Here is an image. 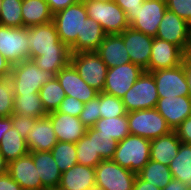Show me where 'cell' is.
I'll use <instances>...</instances> for the list:
<instances>
[{"instance_id":"1","label":"cell","mask_w":191,"mask_h":190,"mask_svg":"<svg viewBox=\"0 0 191 190\" xmlns=\"http://www.w3.org/2000/svg\"><path fill=\"white\" fill-rule=\"evenodd\" d=\"M29 59L37 67L56 75L71 63V50L63 43L53 21L27 28Z\"/></svg>"},{"instance_id":"2","label":"cell","mask_w":191,"mask_h":190,"mask_svg":"<svg viewBox=\"0 0 191 190\" xmlns=\"http://www.w3.org/2000/svg\"><path fill=\"white\" fill-rule=\"evenodd\" d=\"M150 147L151 140L130 134L118 142L111 160L137 174L150 160Z\"/></svg>"},{"instance_id":"3","label":"cell","mask_w":191,"mask_h":190,"mask_svg":"<svg viewBox=\"0 0 191 190\" xmlns=\"http://www.w3.org/2000/svg\"><path fill=\"white\" fill-rule=\"evenodd\" d=\"M14 83V94L39 93V90L55 75L41 70L32 59L12 65L9 76Z\"/></svg>"},{"instance_id":"4","label":"cell","mask_w":191,"mask_h":190,"mask_svg":"<svg viewBox=\"0 0 191 190\" xmlns=\"http://www.w3.org/2000/svg\"><path fill=\"white\" fill-rule=\"evenodd\" d=\"M89 18L98 22L104 32L108 34H121L130 24L126 13L115 2H99L83 0Z\"/></svg>"},{"instance_id":"5","label":"cell","mask_w":191,"mask_h":190,"mask_svg":"<svg viewBox=\"0 0 191 190\" xmlns=\"http://www.w3.org/2000/svg\"><path fill=\"white\" fill-rule=\"evenodd\" d=\"M130 134L153 140L173 131L164 117L155 109L127 113Z\"/></svg>"},{"instance_id":"6","label":"cell","mask_w":191,"mask_h":190,"mask_svg":"<svg viewBox=\"0 0 191 190\" xmlns=\"http://www.w3.org/2000/svg\"><path fill=\"white\" fill-rule=\"evenodd\" d=\"M88 17L83 0L53 14L60 40L69 48L82 35L83 21Z\"/></svg>"},{"instance_id":"7","label":"cell","mask_w":191,"mask_h":190,"mask_svg":"<svg viewBox=\"0 0 191 190\" xmlns=\"http://www.w3.org/2000/svg\"><path fill=\"white\" fill-rule=\"evenodd\" d=\"M158 99L154 77L150 72L144 71L121 100L128 113L142 109H153L156 107Z\"/></svg>"},{"instance_id":"8","label":"cell","mask_w":191,"mask_h":190,"mask_svg":"<svg viewBox=\"0 0 191 190\" xmlns=\"http://www.w3.org/2000/svg\"><path fill=\"white\" fill-rule=\"evenodd\" d=\"M136 176L112 160H103L95 167L96 190H133Z\"/></svg>"},{"instance_id":"9","label":"cell","mask_w":191,"mask_h":190,"mask_svg":"<svg viewBox=\"0 0 191 190\" xmlns=\"http://www.w3.org/2000/svg\"><path fill=\"white\" fill-rule=\"evenodd\" d=\"M71 64L89 86L103 91L108 67L95 51L72 53Z\"/></svg>"},{"instance_id":"10","label":"cell","mask_w":191,"mask_h":190,"mask_svg":"<svg viewBox=\"0 0 191 190\" xmlns=\"http://www.w3.org/2000/svg\"><path fill=\"white\" fill-rule=\"evenodd\" d=\"M0 52L12 65L29 59L27 28L0 25Z\"/></svg>"},{"instance_id":"11","label":"cell","mask_w":191,"mask_h":190,"mask_svg":"<svg viewBox=\"0 0 191 190\" xmlns=\"http://www.w3.org/2000/svg\"><path fill=\"white\" fill-rule=\"evenodd\" d=\"M144 71L131 62L108 68L102 92L122 99Z\"/></svg>"},{"instance_id":"12","label":"cell","mask_w":191,"mask_h":190,"mask_svg":"<svg viewBox=\"0 0 191 190\" xmlns=\"http://www.w3.org/2000/svg\"><path fill=\"white\" fill-rule=\"evenodd\" d=\"M156 82L159 97L188 96L185 60L177 67L150 72Z\"/></svg>"},{"instance_id":"13","label":"cell","mask_w":191,"mask_h":190,"mask_svg":"<svg viewBox=\"0 0 191 190\" xmlns=\"http://www.w3.org/2000/svg\"><path fill=\"white\" fill-rule=\"evenodd\" d=\"M167 10L166 0H144L139 6L130 27L146 35L156 37L159 24Z\"/></svg>"},{"instance_id":"14","label":"cell","mask_w":191,"mask_h":190,"mask_svg":"<svg viewBox=\"0 0 191 190\" xmlns=\"http://www.w3.org/2000/svg\"><path fill=\"white\" fill-rule=\"evenodd\" d=\"M124 45L131 59V63L138 65L148 72V66L153 44L152 36L128 27L121 34Z\"/></svg>"},{"instance_id":"15","label":"cell","mask_w":191,"mask_h":190,"mask_svg":"<svg viewBox=\"0 0 191 190\" xmlns=\"http://www.w3.org/2000/svg\"><path fill=\"white\" fill-rule=\"evenodd\" d=\"M55 77L67 96L74 97L82 103H87L99 94V91L89 86L80 77L78 71L71 63L67 67L62 68Z\"/></svg>"},{"instance_id":"16","label":"cell","mask_w":191,"mask_h":190,"mask_svg":"<svg viewBox=\"0 0 191 190\" xmlns=\"http://www.w3.org/2000/svg\"><path fill=\"white\" fill-rule=\"evenodd\" d=\"M183 60V51L177 45L153 38L148 72L177 67Z\"/></svg>"},{"instance_id":"17","label":"cell","mask_w":191,"mask_h":190,"mask_svg":"<svg viewBox=\"0 0 191 190\" xmlns=\"http://www.w3.org/2000/svg\"><path fill=\"white\" fill-rule=\"evenodd\" d=\"M190 26L187 21L167 9L159 24L156 38L177 45L183 51L187 44Z\"/></svg>"},{"instance_id":"18","label":"cell","mask_w":191,"mask_h":190,"mask_svg":"<svg viewBox=\"0 0 191 190\" xmlns=\"http://www.w3.org/2000/svg\"><path fill=\"white\" fill-rule=\"evenodd\" d=\"M8 173L23 190H46L30 153L8 163Z\"/></svg>"},{"instance_id":"19","label":"cell","mask_w":191,"mask_h":190,"mask_svg":"<svg viewBox=\"0 0 191 190\" xmlns=\"http://www.w3.org/2000/svg\"><path fill=\"white\" fill-rule=\"evenodd\" d=\"M155 109L174 130L191 115V98L189 96L159 97Z\"/></svg>"},{"instance_id":"20","label":"cell","mask_w":191,"mask_h":190,"mask_svg":"<svg viewBox=\"0 0 191 190\" xmlns=\"http://www.w3.org/2000/svg\"><path fill=\"white\" fill-rule=\"evenodd\" d=\"M49 117L57 141L62 142H78L86 132L87 127L78 117L53 111L47 114Z\"/></svg>"},{"instance_id":"21","label":"cell","mask_w":191,"mask_h":190,"mask_svg":"<svg viewBox=\"0 0 191 190\" xmlns=\"http://www.w3.org/2000/svg\"><path fill=\"white\" fill-rule=\"evenodd\" d=\"M59 190H96L95 168L76 164L62 172Z\"/></svg>"},{"instance_id":"22","label":"cell","mask_w":191,"mask_h":190,"mask_svg":"<svg viewBox=\"0 0 191 190\" xmlns=\"http://www.w3.org/2000/svg\"><path fill=\"white\" fill-rule=\"evenodd\" d=\"M108 68L131 62L120 34H108L95 51Z\"/></svg>"},{"instance_id":"23","label":"cell","mask_w":191,"mask_h":190,"mask_svg":"<svg viewBox=\"0 0 191 190\" xmlns=\"http://www.w3.org/2000/svg\"><path fill=\"white\" fill-rule=\"evenodd\" d=\"M57 138L48 116L38 118L26 138L28 150L51 151L57 143Z\"/></svg>"},{"instance_id":"24","label":"cell","mask_w":191,"mask_h":190,"mask_svg":"<svg viewBox=\"0 0 191 190\" xmlns=\"http://www.w3.org/2000/svg\"><path fill=\"white\" fill-rule=\"evenodd\" d=\"M45 189H57L62 172L50 151L29 152Z\"/></svg>"},{"instance_id":"25","label":"cell","mask_w":191,"mask_h":190,"mask_svg":"<svg viewBox=\"0 0 191 190\" xmlns=\"http://www.w3.org/2000/svg\"><path fill=\"white\" fill-rule=\"evenodd\" d=\"M106 35L98 22L87 17L83 21L82 35L70 47L71 53L96 51Z\"/></svg>"},{"instance_id":"26","label":"cell","mask_w":191,"mask_h":190,"mask_svg":"<svg viewBox=\"0 0 191 190\" xmlns=\"http://www.w3.org/2000/svg\"><path fill=\"white\" fill-rule=\"evenodd\" d=\"M181 141L175 131L151 140L150 159L169 166L172 159L178 154Z\"/></svg>"},{"instance_id":"27","label":"cell","mask_w":191,"mask_h":190,"mask_svg":"<svg viewBox=\"0 0 191 190\" xmlns=\"http://www.w3.org/2000/svg\"><path fill=\"white\" fill-rule=\"evenodd\" d=\"M21 9L23 27L28 28L53 21V13L46 0H23Z\"/></svg>"},{"instance_id":"28","label":"cell","mask_w":191,"mask_h":190,"mask_svg":"<svg viewBox=\"0 0 191 190\" xmlns=\"http://www.w3.org/2000/svg\"><path fill=\"white\" fill-rule=\"evenodd\" d=\"M0 151L8 163L30 152L26 140L13 126L1 138Z\"/></svg>"},{"instance_id":"29","label":"cell","mask_w":191,"mask_h":190,"mask_svg":"<svg viewBox=\"0 0 191 190\" xmlns=\"http://www.w3.org/2000/svg\"><path fill=\"white\" fill-rule=\"evenodd\" d=\"M77 163L95 168L103 159L94 146V128L88 127L85 135L75 143Z\"/></svg>"},{"instance_id":"30","label":"cell","mask_w":191,"mask_h":190,"mask_svg":"<svg viewBox=\"0 0 191 190\" xmlns=\"http://www.w3.org/2000/svg\"><path fill=\"white\" fill-rule=\"evenodd\" d=\"M172 177L188 185L191 184V144H180L178 154L169 163Z\"/></svg>"},{"instance_id":"31","label":"cell","mask_w":191,"mask_h":190,"mask_svg":"<svg viewBox=\"0 0 191 190\" xmlns=\"http://www.w3.org/2000/svg\"><path fill=\"white\" fill-rule=\"evenodd\" d=\"M92 127L98 130V135L111 136L117 142L130 135L127 114L120 117L100 118Z\"/></svg>"},{"instance_id":"32","label":"cell","mask_w":191,"mask_h":190,"mask_svg":"<svg viewBox=\"0 0 191 190\" xmlns=\"http://www.w3.org/2000/svg\"><path fill=\"white\" fill-rule=\"evenodd\" d=\"M13 113L33 118H42L48 114L43 107L39 93L14 94Z\"/></svg>"},{"instance_id":"33","label":"cell","mask_w":191,"mask_h":190,"mask_svg":"<svg viewBox=\"0 0 191 190\" xmlns=\"http://www.w3.org/2000/svg\"><path fill=\"white\" fill-rule=\"evenodd\" d=\"M137 176L161 189L166 187L173 178L168 166L151 159L137 173Z\"/></svg>"},{"instance_id":"34","label":"cell","mask_w":191,"mask_h":190,"mask_svg":"<svg viewBox=\"0 0 191 190\" xmlns=\"http://www.w3.org/2000/svg\"><path fill=\"white\" fill-rule=\"evenodd\" d=\"M40 99L47 113L56 111L66 94L56 77L39 90Z\"/></svg>"},{"instance_id":"35","label":"cell","mask_w":191,"mask_h":190,"mask_svg":"<svg viewBox=\"0 0 191 190\" xmlns=\"http://www.w3.org/2000/svg\"><path fill=\"white\" fill-rule=\"evenodd\" d=\"M50 152L61 172L77 164L75 143L58 141Z\"/></svg>"},{"instance_id":"36","label":"cell","mask_w":191,"mask_h":190,"mask_svg":"<svg viewBox=\"0 0 191 190\" xmlns=\"http://www.w3.org/2000/svg\"><path fill=\"white\" fill-rule=\"evenodd\" d=\"M23 0H2L0 9V25L7 27H23Z\"/></svg>"},{"instance_id":"37","label":"cell","mask_w":191,"mask_h":190,"mask_svg":"<svg viewBox=\"0 0 191 190\" xmlns=\"http://www.w3.org/2000/svg\"><path fill=\"white\" fill-rule=\"evenodd\" d=\"M100 118L120 117L127 114L125 106L120 98L99 92Z\"/></svg>"},{"instance_id":"38","label":"cell","mask_w":191,"mask_h":190,"mask_svg":"<svg viewBox=\"0 0 191 190\" xmlns=\"http://www.w3.org/2000/svg\"><path fill=\"white\" fill-rule=\"evenodd\" d=\"M14 109V83L9 76L0 77V117H9Z\"/></svg>"},{"instance_id":"39","label":"cell","mask_w":191,"mask_h":190,"mask_svg":"<svg viewBox=\"0 0 191 190\" xmlns=\"http://www.w3.org/2000/svg\"><path fill=\"white\" fill-rule=\"evenodd\" d=\"M118 142L113 137L98 135V130L94 129L95 152H98L103 160H111L117 148Z\"/></svg>"},{"instance_id":"40","label":"cell","mask_w":191,"mask_h":190,"mask_svg":"<svg viewBox=\"0 0 191 190\" xmlns=\"http://www.w3.org/2000/svg\"><path fill=\"white\" fill-rule=\"evenodd\" d=\"M79 119L87 128L92 127L100 119L99 94L87 103H84Z\"/></svg>"},{"instance_id":"41","label":"cell","mask_w":191,"mask_h":190,"mask_svg":"<svg viewBox=\"0 0 191 190\" xmlns=\"http://www.w3.org/2000/svg\"><path fill=\"white\" fill-rule=\"evenodd\" d=\"M166 6L191 25V0H166Z\"/></svg>"},{"instance_id":"42","label":"cell","mask_w":191,"mask_h":190,"mask_svg":"<svg viewBox=\"0 0 191 190\" xmlns=\"http://www.w3.org/2000/svg\"><path fill=\"white\" fill-rule=\"evenodd\" d=\"M12 126L20 133L26 140L31 128L35 125L38 118H33L26 115H19L12 113L11 115Z\"/></svg>"},{"instance_id":"43","label":"cell","mask_w":191,"mask_h":190,"mask_svg":"<svg viewBox=\"0 0 191 190\" xmlns=\"http://www.w3.org/2000/svg\"><path fill=\"white\" fill-rule=\"evenodd\" d=\"M84 108V103L80 102L78 99L70 96H65V98L60 103L58 112L72 115L75 117H80V114Z\"/></svg>"},{"instance_id":"44","label":"cell","mask_w":191,"mask_h":190,"mask_svg":"<svg viewBox=\"0 0 191 190\" xmlns=\"http://www.w3.org/2000/svg\"><path fill=\"white\" fill-rule=\"evenodd\" d=\"M115 2L126 13V18L130 24L133 21V14H135L139 6H142L144 0H115Z\"/></svg>"},{"instance_id":"45","label":"cell","mask_w":191,"mask_h":190,"mask_svg":"<svg viewBox=\"0 0 191 190\" xmlns=\"http://www.w3.org/2000/svg\"><path fill=\"white\" fill-rule=\"evenodd\" d=\"M174 131L182 143L191 144V115L174 129Z\"/></svg>"},{"instance_id":"46","label":"cell","mask_w":191,"mask_h":190,"mask_svg":"<svg viewBox=\"0 0 191 190\" xmlns=\"http://www.w3.org/2000/svg\"><path fill=\"white\" fill-rule=\"evenodd\" d=\"M0 190H23V188L7 172L0 175Z\"/></svg>"},{"instance_id":"47","label":"cell","mask_w":191,"mask_h":190,"mask_svg":"<svg viewBox=\"0 0 191 190\" xmlns=\"http://www.w3.org/2000/svg\"><path fill=\"white\" fill-rule=\"evenodd\" d=\"M79 0H46L50 11L54 14L57 11L67 8L70 5L77 3Z\"/></svg>"},{"instance_id":"48","label":"cell","mask_w":191,"mask_h":190,"mask_svg":"<svg viewBox=\"0 0 191 190\" xmlns=\"http://www.w3.org/2000/svg\"><path fill=\"white\" fill-rule=\"evenodd\" d=\"M133 190H162V189L136 176L133 184Z\"/></svg>"},{"instance_id":"49","label":"cell","mask_w":191,"mask_h":190,"mask_svg":"<svg viewBox=\"0 0 191 190\" xmlns=\"http://www.w3.org/2000/svg\"><path fill=\"white\" fill-rule=\"evenodd\" d=\"M12 64L0 52V77H7L11 74Z\"/></svg>"},{"instance_id":"50","label":"cell","mask_w":191,"mask_h":190,"mask_svg":"<svg viewBox=\"0 0 191 190\" xmlns=\"http://www.w3.org/2000/svg\"><path fill=\"white\" fill-rule=\"evenodd\" d=\"M162 190H189V185L172 178V180L166 185V187L162 188Z\"/></svg>"},{"instance_id":"51","label":"cell","mask_w":191,"mask_h":190,"mask_svg":"<svg viewBox=\"0 0 191 190\" xmlns=\"http://www.w3.org/2000/svg\"><path fill=\"white\" fill-rule=\"evenodd\" d=\"M12 127L11 116L0 117V141L4 134Z\"/></svg>"},{"instance_id":"52","label":"cell","mask_w":191,"mask_h":190,"mask_svg":"<svg viewBox=\"0 0 191 190\" xmlns=\"http://www.w3.org/2000/svg\"><path fill=\"white\" fill-rule=\"evenodd\" d=\"M185 76L188 83V96L191 98V61L185 60Z\"/></svg>"},{"instance_id":"53","label":"cell","mask_w":191,"mask_h":190,"mask_svg":"<svg viewBox=\"0 0 191 190\" xmlns=\"http://www.w3.org/2000/svg\"><path fill=\"white\" fill-rule=\"evenodd\" d=\"M183 57H184V60L191 61V26H190L188 37H187V44L185 46V49L183 50Z\"/></svg>"},{"instance_id":"54","label":"cell","mask_w":191,"mask_h":190,"mask_svg":"<svg viewBox=\"0 0 191 190\" xmlns=\"http://www.w3.org/2000/svg\"><path fill=\"white\" fill-rule=\"evenodd\" d=\"M8 172V162L5 160L4 156L0 151V175Z\"/></svg>"},{"instance_id":"55","label":"cell","mask_w":191,"mask_h":190,"mask_svg":"<svg viewBox=\"0 0 191 190\" xmlns=\"http://www.w3.org/2000/svg\"><path fill=\"white\" fill-rule=\"evenodd\" d=\"M92 1H99V2H110V0H92Z\"/></svg>"},{"instance_id":"56","label":"cell","mask_w":191,"mask_h":190,"mask_svg":"<svg viewBox=\"0 0 191 190\" xmlns=\"http://www.w3.org/2000/svg\"><path fill=\"white\" fill-rule=\"evenodd\" d=\"M1 7H2V0H0V9H1Z\"/></svg>"}]
</instances>
